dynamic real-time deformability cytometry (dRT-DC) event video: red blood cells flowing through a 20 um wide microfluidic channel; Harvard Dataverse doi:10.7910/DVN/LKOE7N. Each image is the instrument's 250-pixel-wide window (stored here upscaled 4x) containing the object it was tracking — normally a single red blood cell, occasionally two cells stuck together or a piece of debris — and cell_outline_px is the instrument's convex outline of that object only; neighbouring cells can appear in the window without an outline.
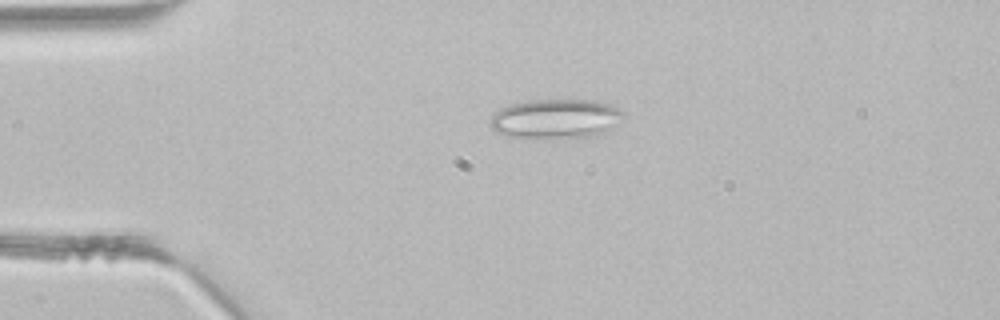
{"species": "common noctule bat (a hibernating species)", "species_latin": "Nyctalus noctula", "temperature_condition": "room temperature", "stored_images_in_passage": 36, "camera_frame_rate_fps": 3000, "um_per_image_px": 0.085, "animal": {"sex": "male", "body_mass_g": 21.5, "forearm_length_mm": 52.0}, "frame": {"image": 1, "passage_image": 2, "time_ms": 0.333, "image_size_px": [1000, 320], "cell_outline_px": [[624, 116], [608, 132], [596, 136], [544, 140], [536, 140], [508, 136], [496, 132], [488, 124], [492, 116], [500, 108], [512, 104], [532, 100], [592, 100], [608, 104], [624, 112]], "centroid_in_image_um": [47.22, 10.14], "position_along_channel_um": 37.8, "area_um2": 31.33}}
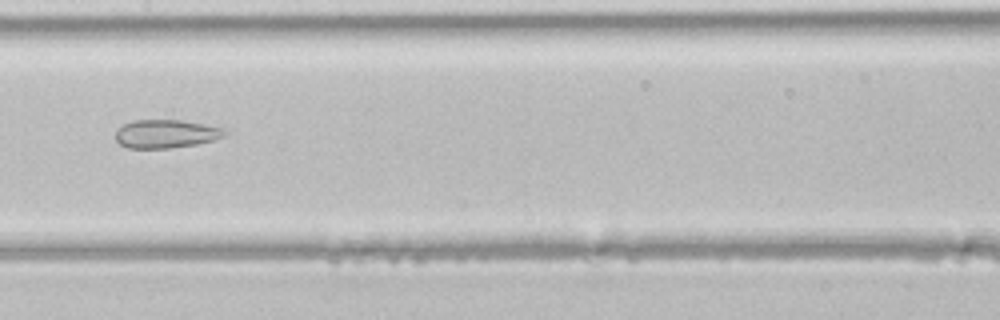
{"frame": {"image": 2, "passage_image": 14, "time_ms": 4.333, "image_size_px": [1000, 320], "cell_outline_px": [[228, 132], [224, 136], [216, 140], [196, 144], [172, 148], [128, 148], [120, 144], [116, 140], [116, 128], [132, 120], [180, 120], [204, 124], [224, 128]], "centroid_in_image_um": [14.11, 11.37], "position_along_channel_um": 193.3, "area_um2": 18.21}}
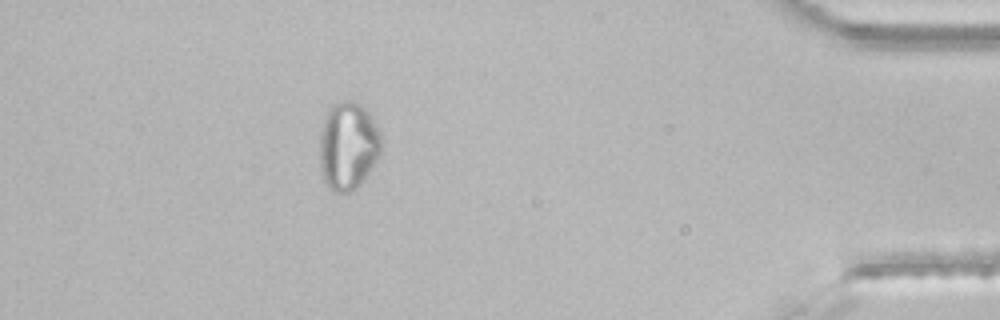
{"frame": {"image": 3, "passage_image": 31, "time_ms": 10.0, "image_size_px": [1000, 320], "cell_outline_px": [[380, 156], [364, 180], [352, 192], [332, 192], [328, 188], [324, 180], [320, 164], [320, 132], [328, 108], [332, 104], [340, 100], [344, 100], [360, 104], [368, 112], [380, 132]], "centroid_in_image_um": [29.57, 12.41], "position_along_channel_um": 405.6, "area_um2": 31.67}}